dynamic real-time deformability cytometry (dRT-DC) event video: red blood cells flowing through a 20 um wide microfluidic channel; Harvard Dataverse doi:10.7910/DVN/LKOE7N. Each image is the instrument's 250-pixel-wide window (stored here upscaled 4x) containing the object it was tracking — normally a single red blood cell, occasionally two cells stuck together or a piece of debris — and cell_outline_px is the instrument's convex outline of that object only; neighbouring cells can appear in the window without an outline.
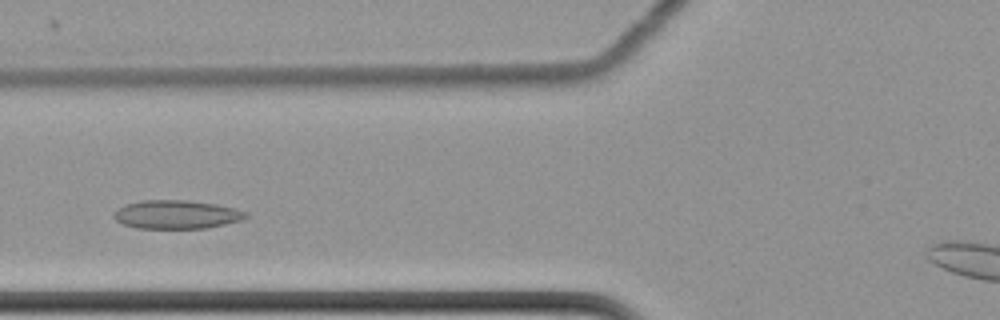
{"species": "common noctule bat (a hibernating species)", "species_latin": "Nyctalus noctula", "temperature_condition": "cold", "stored_images_in_passage": 42, "camera_frame_rate_fps": 3000, "um_per_image_px": 0.085, "animal": {"sex": "female", "body_mass_g": 22.7, "forearm_length_mm": 54.2}, "frame": {"image": 1, "passage_image": 13, "time_ms": 4.0, "image_size_px": [1000, 320], "cell_outline_px": [[248, 216], [240, 220], [208, 228], [136, 228], [124, 224], [116, 220], [112, 216], [112, 212], [116, 208], [124, 204], [140, 200], [184, 200], [216, 204], [236, 208], [248, 212]], "centroid_in_image_um": [14.96, 18.22], "position_along_channel_um": 110.8, "area_um2": 22.14}}
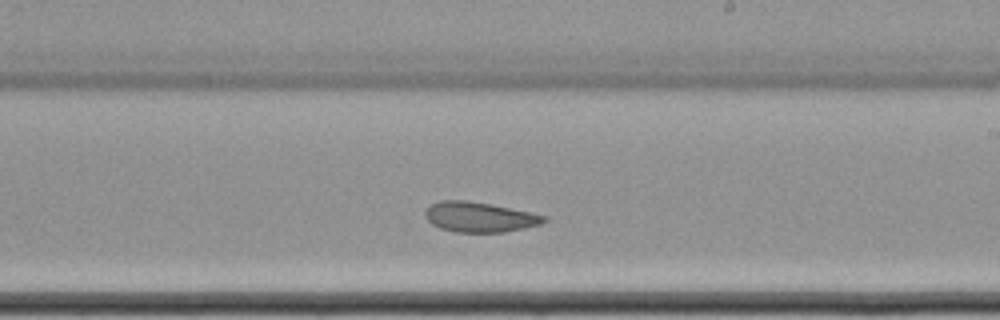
{"frame": {"image": 2, "passage_image": 25, "time_ms": 8.0, "image_size_px": [1000, 320], "cell_outline_px": [[548, 220], [540, 224], [524, 228], [504, 232], [456, 232], [440, 228], [432, 224], [424, 216], [424, 212], [432, 204], [440, 200], [468, 200], [492, 204], [532, 212], [548, 216]], "centroid_in_image_um": [40.78, 18.44], "position_along_channel_um": 248.2, "area_um2": 20.98}}
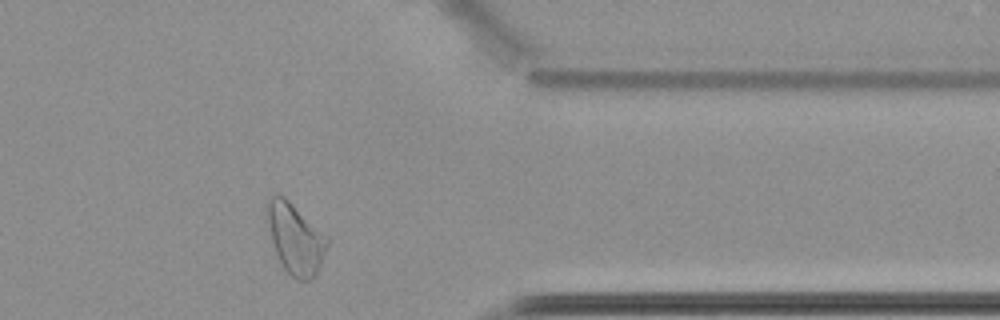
{"frame": {"image": 3, "passage_image": 38, "time_ms": 12.333, "image_size_px": [1000, 320], "cell_outline_px": [[328, 244], [320, 264], [316, 272], [308, 280], [296, 280], [280, 264], [272, 240], [264, 208], [268, 200], [272, 196], [284, 196], [328, 240]], "centroid_in_image_um": [25.04, 20.29], "position_along_channel_um": 386.4, "area_um2": 23.7}, "authors_computed_cell_mechanics": {"area_um2": 21.9351, "velocity_mm_per_s": 3.4423, "shape_relaxation_time_tau1_ms": null, "shape_relaxation_time_tau2_ms": 5.3481, "deformation_change_tau1": null, "deformation_change_tau2": 0.0989}}